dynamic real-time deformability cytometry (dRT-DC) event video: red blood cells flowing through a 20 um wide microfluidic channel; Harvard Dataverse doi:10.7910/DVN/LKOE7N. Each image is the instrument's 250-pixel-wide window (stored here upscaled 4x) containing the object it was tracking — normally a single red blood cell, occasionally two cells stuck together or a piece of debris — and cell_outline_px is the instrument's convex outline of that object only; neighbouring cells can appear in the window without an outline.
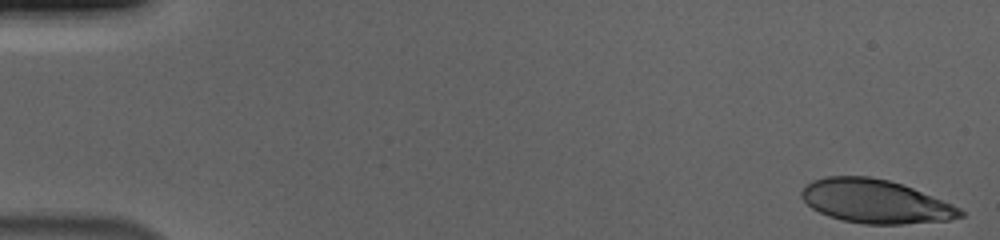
{"species": "human", "species_latin": "Homo sapiens", "temperature_condition": "cold", "stored_images_in_passage": 55, "camera_frame_rate_fps": 3000, "um_per_image_px": 0.085, "donor": {"sex": "male"}, "frame": {"image": 1, "passage_image": 1, "time_ms": 0.0, "image_size_px": [1000, 240], "cell_outline_px": [[964, 216], [948, 220], [900, 224], [864, 224], [844, 220], [828, 216], [812, 208], [800, 196], [800, 192], [812, 180], [828, 176], [868, 176], [888, 180], [912, 188], [952, 204], [960, 208], [964, 212]], "centroid_in_image_um": [74.4, 17.12], "position_along_channel_um": 10.6, "area_um2": 39.94}}
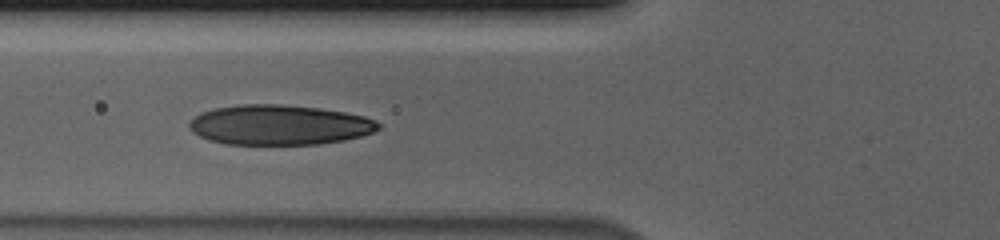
{"frame": {"image": 2, "passage_image": 21, "time_ms": 6.667, "image_size_px": [1000, 240], "cell_outline_px": [[380, 128], [372, 132], [360, 136], [344, 140], [316, 144], [228, 144], [208, 140], [192, 132], [188, 128], [188, 124], [200, 112], [216, 108], [240, 104], [280, 104], [320, 108], [344, 112], [364, 116], [376, 120], [380, 124]], "centroid_in_image_um": [23.73, 10.61], "position_along_channel_um": 102.1, "area_um2": 44.04}}
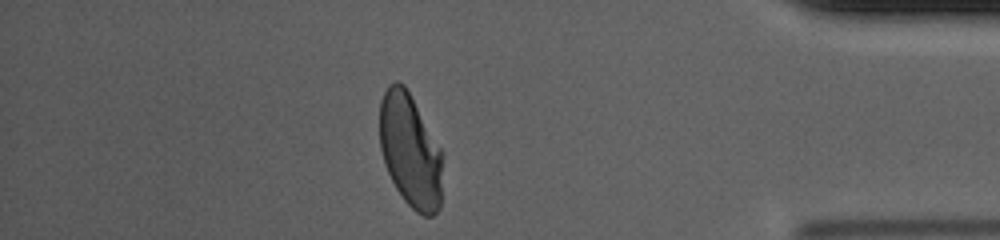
{"frame": {"image": 3, "passage_image": 48, "time_ms": 15.667, "image_size_px": [1000, 240], "cell_outline_px": [[444, 152], [440, 208], [432, 216], [424, 216], [416, 212], [404, 200], [396, 188], [388, 172], [380, 148], [380, 100], [388, 84], [396, 80], [404, 84]], "centroid_in_image_um": [34.9, 12.8], "position_along_channel_um": 400.3, "area_um2": 42.14}, "authors_computed_cell_mechanics": {"area_um2": 43.0032, "velocity_mm_per_s": 3.6902, "shape_relaxation_time_tau1_ms": 4.8282, "shape_relaxation_time_tau2_ms": 0.9926, "deformation_change_tau1": 0.1932, "deformation_change_tau2": 0.0678}}